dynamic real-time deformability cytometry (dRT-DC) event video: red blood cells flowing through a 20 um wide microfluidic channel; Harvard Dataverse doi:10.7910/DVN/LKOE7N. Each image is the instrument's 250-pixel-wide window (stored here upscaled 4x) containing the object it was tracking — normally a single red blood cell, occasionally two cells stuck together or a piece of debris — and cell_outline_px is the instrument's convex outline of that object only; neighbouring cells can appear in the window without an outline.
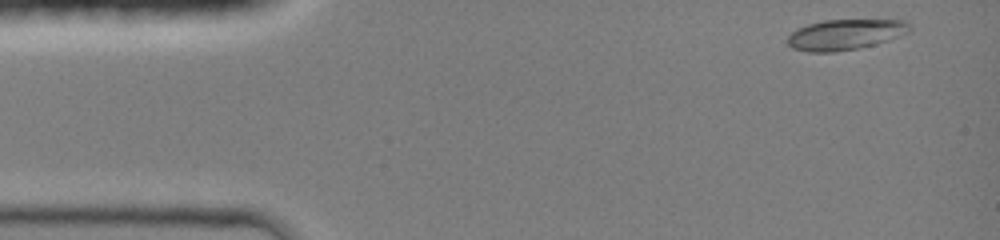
{"species": "common noctule bat (a hibernating species)", "species_latin": "Nyctalus noctula", "temperature_condition": "room temperature", "stored_images_in_passage": 40, "camera_frame_rate_fps": 3000, "um_per_image_px": 0.085, "animal": {"sex": "female", "body_mass_g": 19.0, "forearm_length_mm": 51.5}, "frame": {"image": 1, "passage_image": 1, "time_ms": 0.0, "image_size_px": [1000, 240], "cell_outline_px": [[912, 28], [908, 32], [888, 40], [860, 48], [836, 52], [808, 52], [792, 48], [788, 44], [788, 36], [792, 32], [808, 24], [824, 20], [908, 20]], "centroid_in_image_um": [71.86, 2.94], "position_along_channel_um": 13.1, "area_um2": 21.68}}
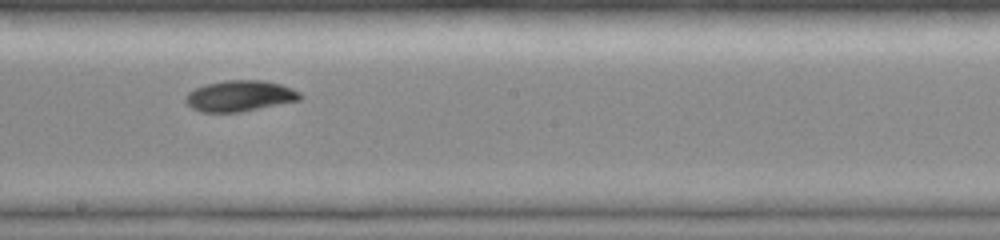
{"frame": {"image": 2, "passage_image": 23, "time_ms": 7.333, "image_size_px": [1000, 240], "cell_outline_px": [[304, 96], [300, 100], [240, 112], [200, 112], [192, 108], [184, 100], [184, 96], [188, 92], [204, 84], [228, 80], [264, 80], [280, 84], [292, 88], [300, 92]], "centroid_in_image_um": [20.38, 8.15], "position_along_channel_um": 227.8, "area_um2": 20.75}}
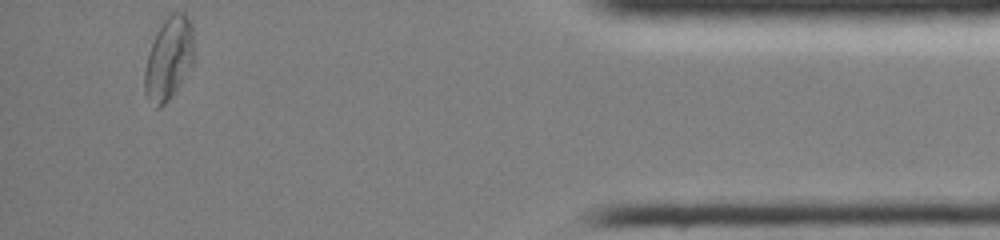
{"frame": {"image": 3, "passage_image": 40, "time_ms": 13.0, "image_size_px": [1000, 240], "cell_outline_px": [[196, 60], [172, 96], [160, 108], [156, 108], [144, 92], [144, 72], [148, 52], [164, 20], [172, 12], [184, 12], [192, 20], [196, 56]], "centroid_in_image_um": [14.41, 4.95], "position_along_channel_um": 420.8, "area_um2": 24.22}, "authors_computed_cell_mechanics": {"area_um2": 20.8369, "velocity_mm_per_s": 4.2165, "shape_relaxation_time_tau1_ms": 3.1381, "shape_relaxation_time_tau2_ms": 7.6245, "deformation_change_tau1": 0.1289, "deformation_change_tau2": 0.0682}}